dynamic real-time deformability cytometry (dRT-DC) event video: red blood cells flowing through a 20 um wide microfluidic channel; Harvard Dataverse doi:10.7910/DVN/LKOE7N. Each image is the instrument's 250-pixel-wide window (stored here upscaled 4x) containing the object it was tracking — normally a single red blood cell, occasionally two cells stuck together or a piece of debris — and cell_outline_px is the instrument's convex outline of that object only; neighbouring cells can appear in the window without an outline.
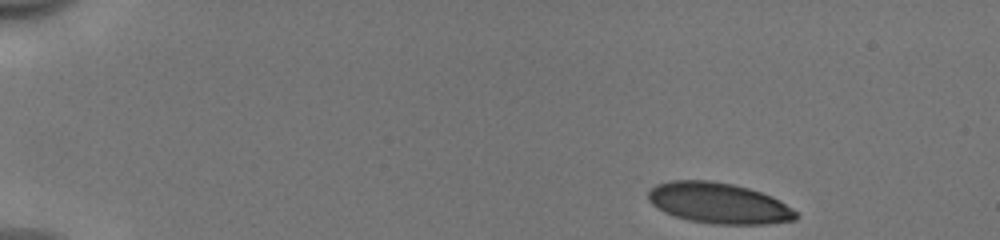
{"species": "human", "species_latin": "Homo sapiens", "temperature_condition": "cold", "stored_images_in_passage": 46, "camera_frame_rate_fps": 3000, "um_per_image_px": 0.085, "donor": {"sex": "male"}, "frame": {"image": 1, "passage_image": 1, "time_ms": 0.0, "image_size_px": [1000, 240], "cell_outline_px": [[800, 216], [796, 220], [764, 224], [716, 224], [688, 220], [664, 212], [656, 208], [648, 200], [648, 192], [656, 184], [668, 180], [708, 180], [732, 184], [748, 188], [772, 196], [780, 200], [800, 212]], "centroid_in_image_um": [61.12, 17.27], "position_along_channel_um": 23.9, "area_um2": 35.37}}
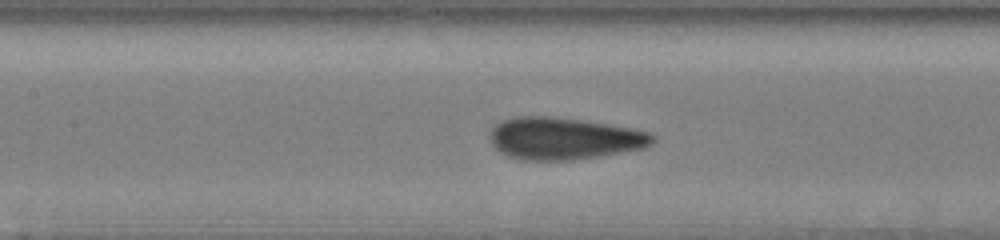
{"frame": {"image": 2, "passage_image": 20, "time_ms": 6.333, "image_size_px": [1000, 240], "cell_outline_px": [[656, 140], [652, 144], [644, 148], [572, 160], [520, 160], [508, 156], [500, 152], [492, 144], [492, 128], [496, 124], [504, 120], [516, 116], [548, 116], [580, 120], [608, 124], [652, 132], [656, 136]], "centroid_in_image_um": [47.97, 11.77], "position_along_channel_um": 159.4, "area_um2": 39.65}}
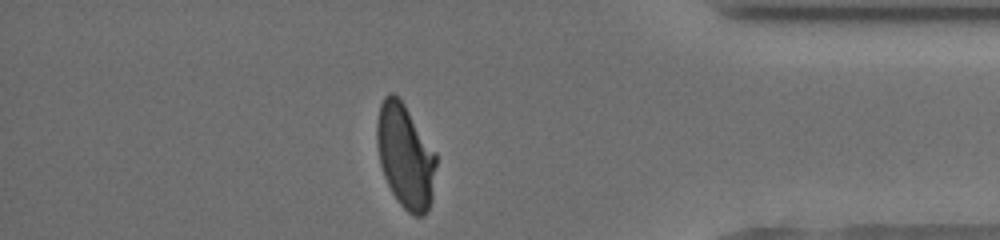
{"frame": {"image": 3, "passage_image": 40, "time_ms": 13.0, "image_size_px": [1000, 240], "cell_outline_px": [[436, 164], [432, 200], [428, 212], [424, 216], [416, 216], [408, 212], [396, 200], [384, 176], [380, 164], [376, 144], [376, 124], [380, 104], [384, 96], [388, 92], [392, 92], [404, 104], [436, 152]], "centroid_in_image_um": [34.45, 13.29], "position_along_channel_um": 400.8, "area_um2": 36.13}, "authors_computed_cell_mechanics": {"area_um2": 37.7434, "velocity_mm_per_s": 3.9607, "shape_relaxation_time_tau1_ms": 4.5458, "shape_relaxation_time_tau2_ms": null, "deformation_change_tau1": 0.1643, "deformation_change_tau2": null}}